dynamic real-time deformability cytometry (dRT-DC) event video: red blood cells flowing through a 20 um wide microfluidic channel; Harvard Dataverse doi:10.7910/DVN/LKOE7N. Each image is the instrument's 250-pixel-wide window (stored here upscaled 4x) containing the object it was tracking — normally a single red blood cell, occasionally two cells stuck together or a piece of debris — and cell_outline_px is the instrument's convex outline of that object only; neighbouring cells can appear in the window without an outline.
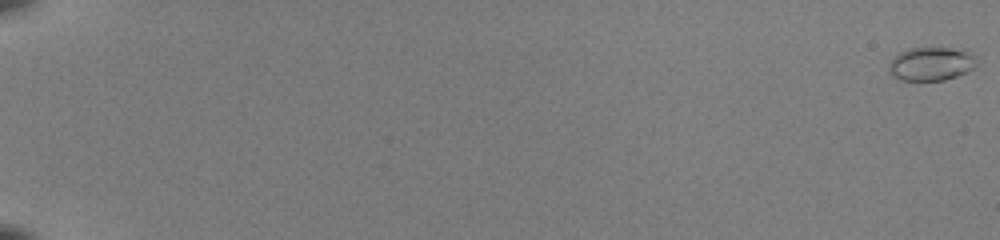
{"species": "common noctule bat (a hibernating species)", "species_latin": "Nyctalus noctula", "temperature_condition": "room temperature", "stored_images_in_passage": 54, "camera_frame_rate_fps": 3000, "um_per_image_px": 0.085, "animal": {"sex": "female", "body_mass_g": 22.0, "forearm_length_mm": 56.7}, "frame": {"image": 1, "passage_image": 1, "time_ms": 0.0, "image_size_px": [1000, 240], "cell_outline_px": [[976, 64], [972, 68], [956, 76], [944, 80], [900, 80], [892, 76], [888, 72], [888, 64], [900, 52], [912, 48], [940, 44], [964, 48], [972, 52], [976, 56]], "centroid_in_image_um": [79.18, 5.35], "position_along_channel_um": 5.8, "area_um2": 17.98}}
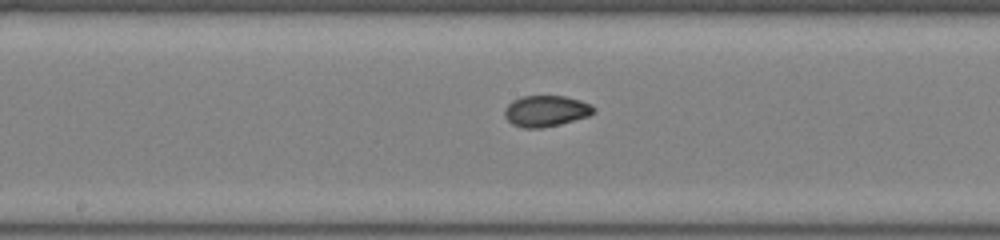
{"frame": {"image": 2, "passage_image": 32, "time_ms": 10.333, "image_size_px": [1000, 240], "cell_outline_px": [[596, 108], [588, 116], [560, 124], [540, 128], [524, 128], [512, 124], [504, 116], [504, 108], [512, 100], [520, 96], [564, 96], [580, 100], [592, 104]], "centroid_in_image_um": [46.38, 9.43], "position_along_channel_um": 201.8, "area_um2": 16.18}}
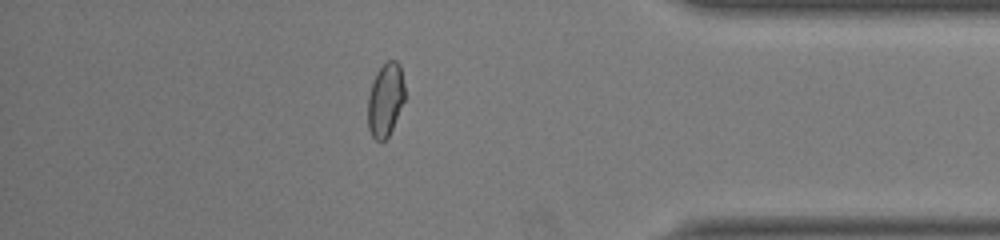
{"frame": {"image": 3, "passage_image": 48, "time_ms": 15.667, "image_size_px": [1000, 240], "cell_outline_px": [[404, 100], [392, 128], [388, 136], [380, 144], [372, 136], [368, 128], [368, 96], [372, 80], [376, 72], [388, 60], [396, 60], [400, 64], [404, 84]], "centroid_in_image_um": [32.74, 8.47], "position_along_channel_um": 402.5, "area_um2": 15.84}, "authors_computed_cell_mechanics": {"area_um2": 16.1262, "velocity_mm_per_s": 4.103, "shape_relaxation_time_tau1_ms": 9.5216, "shape_relaxation_time_tau2_ms": 0.7863, "deformation_change_tau1": 0.2341, "deformation_change_tau2": 0.0348}}